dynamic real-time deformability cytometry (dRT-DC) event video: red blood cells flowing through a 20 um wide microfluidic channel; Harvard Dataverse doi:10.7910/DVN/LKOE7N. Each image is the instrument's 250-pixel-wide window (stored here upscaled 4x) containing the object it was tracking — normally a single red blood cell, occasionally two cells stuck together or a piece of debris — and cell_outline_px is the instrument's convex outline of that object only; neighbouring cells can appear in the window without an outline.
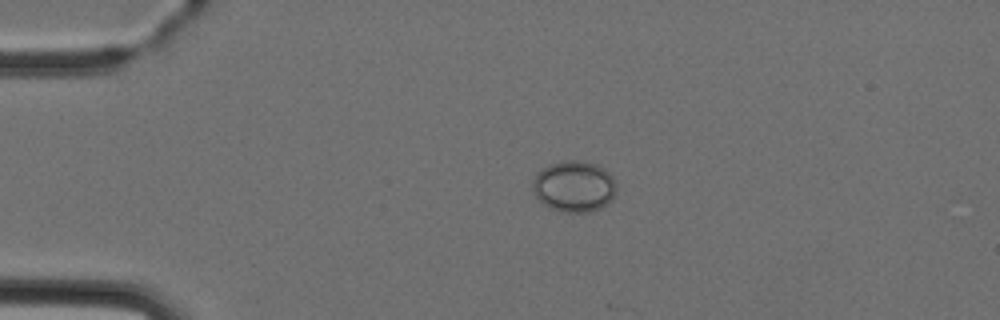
{"species": "Egyptian fruit bat (a non-hibernating species)", "species_latin": "Rousettus aegyptiacus", "temperature_condition": "cold", "stored_images_in_passage": 4, "camera_frame_rate_fps": 3000, "um_per_image_px": 0.085, "animal": {"sex": "female"}, "frame": {"image": 1, "passage_image": 3, "time_ms": 2.333, "image_size_px": [1000, 320], "cell_outline_px": [[616, 192], [612, 200], [600, 208], [588, 212], [560, 212], [548, 208], [532, 192], [532, 180], [536, 172], [548, 164], [564, 160], [580, 160], [596, 164], [604, 168], [612, 176], [616, 184]], "centroid_in_image_um": [48.77, 15.83], "position_along_channel_um": 36.2, "area_um2": 25.43}}